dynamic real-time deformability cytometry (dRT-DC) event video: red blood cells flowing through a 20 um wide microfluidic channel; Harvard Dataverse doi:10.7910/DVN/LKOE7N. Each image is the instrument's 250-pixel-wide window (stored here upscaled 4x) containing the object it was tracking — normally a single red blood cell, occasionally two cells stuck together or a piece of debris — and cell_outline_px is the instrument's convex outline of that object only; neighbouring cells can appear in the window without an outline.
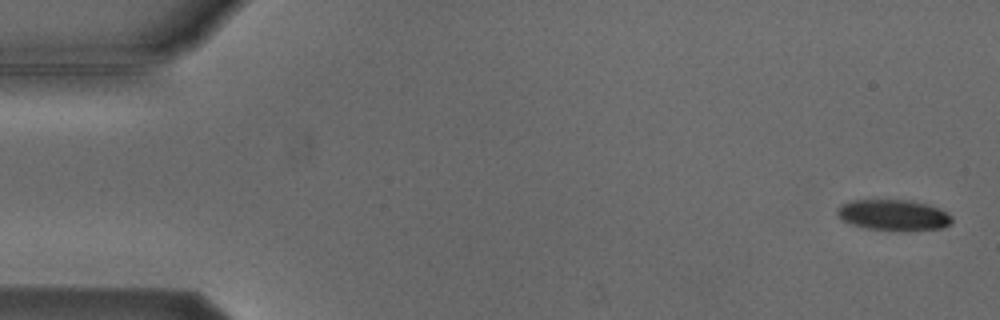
{"species": "Egyptian fruit bat (a non-hibernating species)", "species_latin": "Rousettus aegyptiacus", "temperature_condition": "cold", "stored_images_in_passage": 5, "camera_frame_rate_fps": 3000, "um_per_image_px": 0.085, "animal": {"sex": "male"}, "frame": {"image": 1, "passage_image": 1, "time_ms": 0.0, "image_size_px": [1000, 320], "cell_outline_px": [[952, 224], [944, 228], [904, 232], [868, 228], [852, 224], [840, 220], [836, 212], [836, 208], [840, 204], [852, 200], [904, 200], [928, 204], [940, 208], [952, 216]], "centroid_in_image_um": [75.96, 18.3], "position_along_channel_um": 9.0, "area_um2": 21.1}}
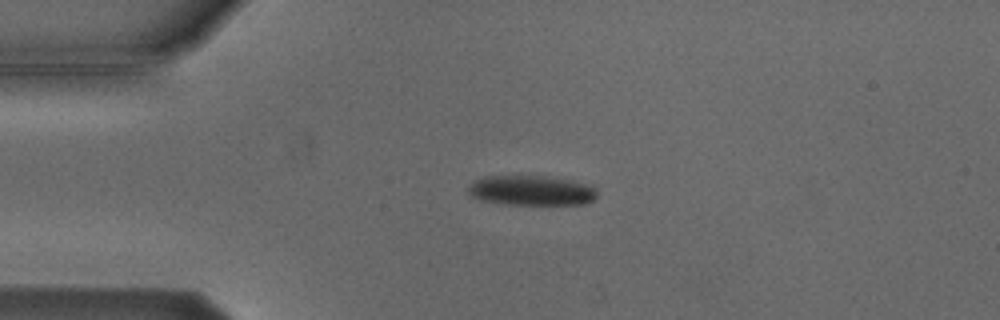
{"frame": {"image": 2, "passage_image": 4, "time_ms": 3.667, "image_size_px": [1000, 320], "cell_outline_px": [[596, 196], [592, 200], [584, 204], [500, 204], [480, 200], [472, 196], [468, 192], [468, 184], [484, 176], [544, 176], [584, 184], [592, 188], [596, 192]], "centroid_in_image_um": [45.06, 16.2], "position_along_channel_um": 39.9, "area_um2": 22.08}}